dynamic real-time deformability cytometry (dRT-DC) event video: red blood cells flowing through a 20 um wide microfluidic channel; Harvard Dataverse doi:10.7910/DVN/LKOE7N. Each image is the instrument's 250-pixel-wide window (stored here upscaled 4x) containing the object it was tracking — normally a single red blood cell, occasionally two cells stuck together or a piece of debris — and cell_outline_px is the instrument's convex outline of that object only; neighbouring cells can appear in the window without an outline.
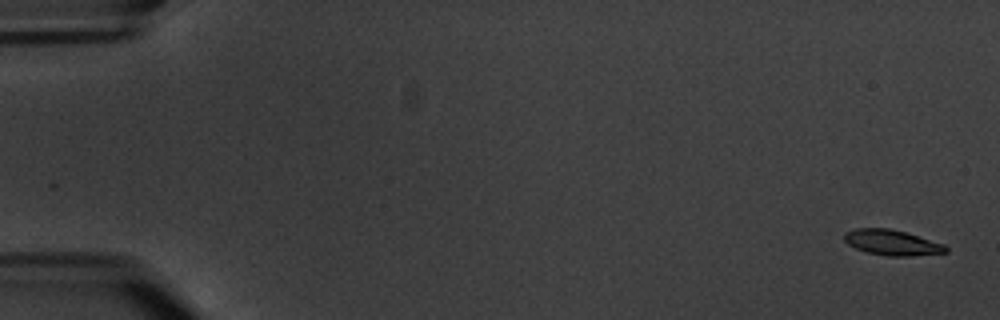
{"species": "common noctule bat (a hibernating species)", "species_latin": "Nyctalus noctula", "temperature_condition": "warm", "stored_images_in_passage": 6, "segment_of_instrument_passage": [1, 2], "camera_frame_rate_fps": 3000, "um_per_image_px": 0.085, "animal": {"sex": "male", "body_mass_g": 20.1, "forearm_length_mm": 53.5}, "frame": {"image": 1, "passage_image": 1, "time_ms": 0.0, "image_size_px": [1000, 320], "cell_outline_px": [[948, 252], [912, 256], [888, 256], [868, 252], [856, 248], [848, 244], [844, 240], [844, 232], [856, 228], [888, 228], [904, 232], [944, 244], [948, 248]], "centroid_in_image_um": [75.81, 20.62], "position_along_channel_um": 9.2, "area_um2": 14.91}}